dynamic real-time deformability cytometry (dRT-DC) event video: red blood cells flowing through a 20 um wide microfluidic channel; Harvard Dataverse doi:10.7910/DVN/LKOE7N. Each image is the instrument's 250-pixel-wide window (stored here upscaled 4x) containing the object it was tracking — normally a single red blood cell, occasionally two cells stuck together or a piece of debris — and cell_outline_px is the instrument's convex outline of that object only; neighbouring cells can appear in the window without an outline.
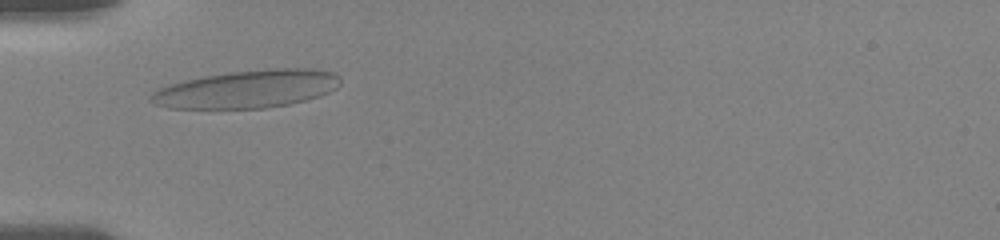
{"species": "human", "species_latin": "Homo sapiens", "temperature_condition": "room temperature", "stored_images_in_passage": 38, "camera_frame_rate_fps": 3000, "um_per_image_px": 0.085, "donor": {"sex": "female"}, "frame": {"image": 1, "passage_image": 10, "time_ms": 1.0, "image_size_px": [1000, 240], "cell_outline_px": [[340, 84], [336, 88], [320, 96], [308, 100], [288, 104], [264, 108], [168, 108], [156, 104], [148, 100], [148, 96], [152, 92], [168, 84], [184, 80], [204, 76], [228, 72], [268, 68], [312, 68], [336, 72], [340, 76]], "centroid_in_image_um": [21.03, 7.56], "position_along_channel_um": 64.0, "area_um2": 42.14}}
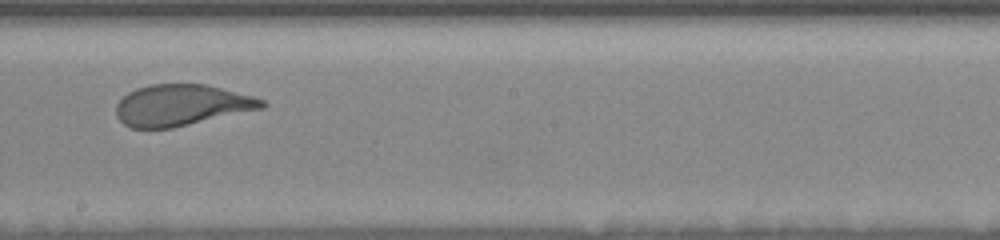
{"frame": {"image": 2, "passage_image": 27, "time_ms": 5.667, "image_size_px": [1000, 240], "cell_outline_px": [[268, 104], [264, 108], [172, 128], [132, 128], [124, 124], [116, 116], [116, 104], [128, 92], [136, 88], [148, 84], [208, 84], [252, 96], [264, 100]], "centroid_in_image_um": [15.42, 8.93], "position_along_channel_um": 232.8, "area_um2": 35.08}}
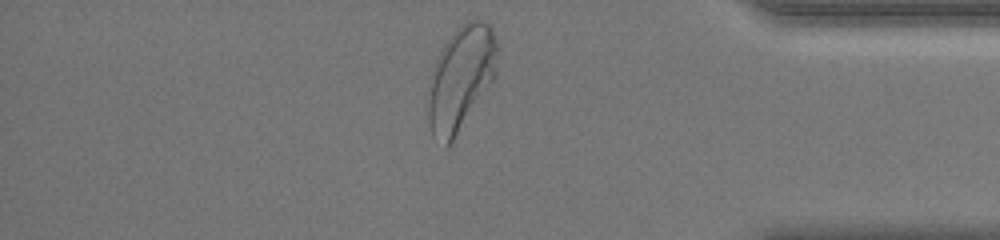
{"frame": {"image": 3, "passage_image": 38, "time_ms": 10.667, "image_size_px": [1000, 240], "cell_outline_px": [[500, 48], [496, 76], [452, 144], [448, 148], [444, 148], [432, 136], [428, 120], [428, 104], [436, 60], [444, 44], [456, 28], [460, 24], [476, 16], [492, 24]], "centroid_in_image_um": [39.25, 6.62], "position_along_channel_um": 396.0, "area_um2": 42.95}, "authors_computed_cell_mechanics": {"area_um2": 37.3677, "velocity_mm_per_s": 3.6737, "shape_relaxation_time_tau1_ms": 4.9915, "shape_relaxation_time_tau2_ms": null, "deformation_change_tau1": 0.1847, "deformation_change_tau2": null}}